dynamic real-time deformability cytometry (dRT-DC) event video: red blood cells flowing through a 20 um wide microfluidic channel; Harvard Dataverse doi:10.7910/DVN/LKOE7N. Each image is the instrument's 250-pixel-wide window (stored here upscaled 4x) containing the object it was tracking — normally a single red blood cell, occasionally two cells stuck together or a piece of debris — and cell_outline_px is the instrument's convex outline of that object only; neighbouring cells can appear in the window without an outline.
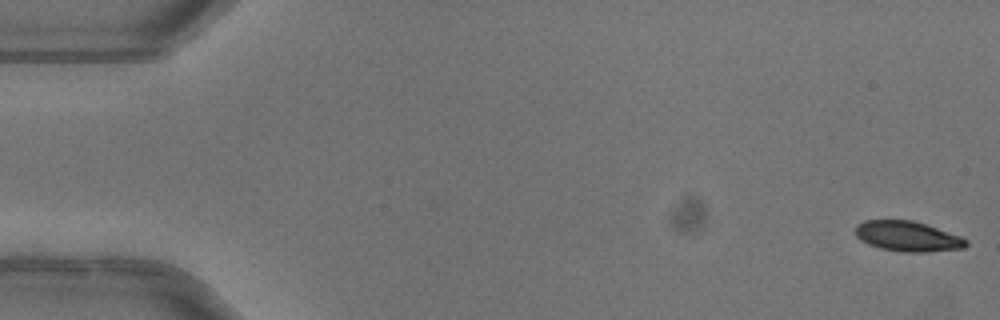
{"species": "common noctule bat (a hibernating species)", "species_latin": "Nyctalus noctula", "temperature_condition": "warm", "stored_images_in_passage": 21, "camera_frame_rate_fps": 3000, "um_per_image_px": 0.085, "animal": {"sex": "female"}, "frame": {"image": 1, "passage_image": 1, "time_ms": 0.0, "image_size_px": [1000, 320], "cell_outline_px": [[968, 244], [964, 248], [924, 252], [900, 252], [880, 248], [868, 244], [860, 240], [856, 236], [856, 224], [864, 220], [912, 220], [960, 236], [968, 240]], "centroid_in_image_um": [77.12, 20.09], "position_along_channel_um": 7.9, "area_um2": 19.42}}
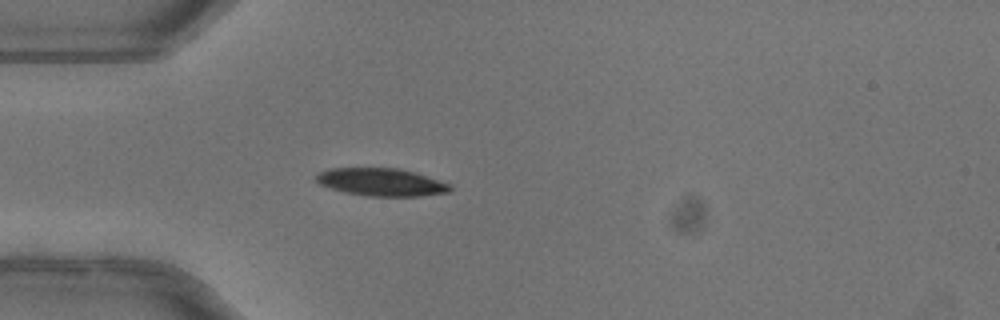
{"frame": {"image": 2, "passage_image": 15, "time_ms": 4.667, "image_size_px": [1000, 320], "cell_outline_px": [[452, 188], [448, 192], [420, 196], [368, 196], [344, 192], [320, 184], [316, 180], [316, 176], [320, 172], [328, 168], [400, 168], [416, 172], [448, 184]], "centroid_in_image_um": [32.4, 15.47], "position_along_channel_um": 52.6, "area_um2": 21.44}}
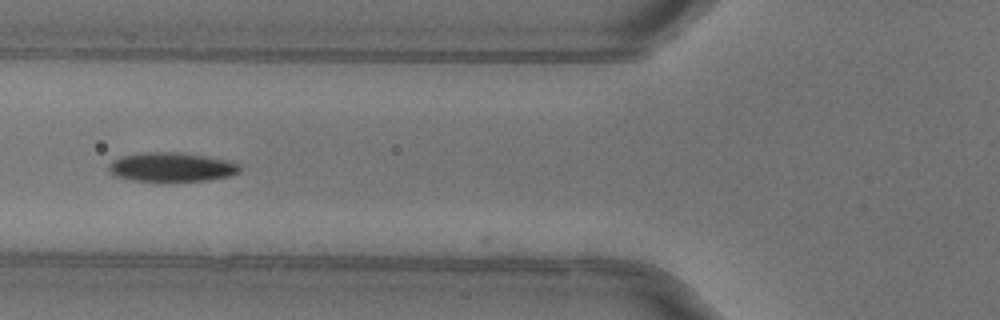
{"frame": {"image": 3, "passage_image": 20, "time_ms": 6.333, "image_size_px": [1000, 320], "cell_outline_px": [[240, 172], [232, 176], [208, 180], [132, 180], [116, 176], [108, 168], [108, 164], [112, 160], [120, 156], [148, 152], [180, 152], [204, 156], [224, 160], [240, 164]], "centroid_in_image_um": [14.59, 14.19], "position_along_channel_um": 111.2, "area_um2": 21.91}}